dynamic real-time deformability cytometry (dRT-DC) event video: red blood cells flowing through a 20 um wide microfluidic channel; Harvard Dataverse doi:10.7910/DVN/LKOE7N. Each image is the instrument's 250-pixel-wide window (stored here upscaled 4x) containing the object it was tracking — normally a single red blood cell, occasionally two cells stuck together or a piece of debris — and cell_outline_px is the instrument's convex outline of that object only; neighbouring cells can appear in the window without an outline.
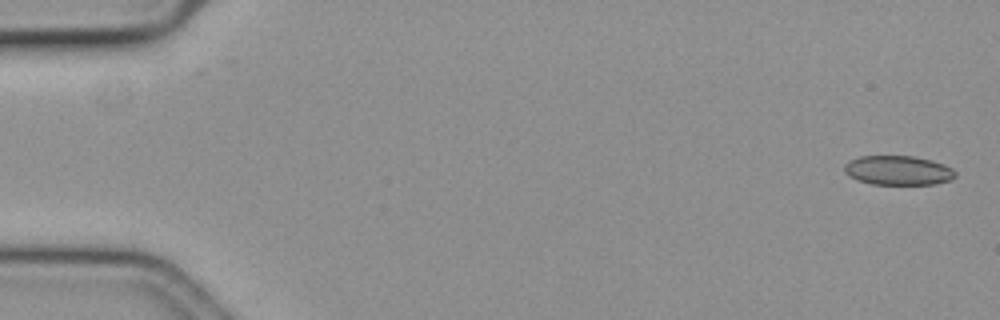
{"species": "common noctule bat (a hibernating species)", "species_latin": "Nyctalus noctula", "temperature_condition": "cold", "stored_images_in_passage": 11, "camera_frame_rate_fps": 3000, "um_per_image_px": 0.085, "animal": {"sex": "female", "body_mass_g": 19.3, "forearm_length_mm": 54.1}, "frame": {"image": 1, "passage_image": 1, "time_ms": 0.0, "image_size_px": [1000, 320], "cell_outline_px": [[956, 176], [948, 180], [936, 184], [872, 184], [848, 176], [844, 172], [844, 164], [848, 160], [860, 156], [912, 156], [932, 160], [944, 164], [952, 168], [956, 172]], "centroid_in_image_um": [76.33, 14.47], "position_along_channel_um": 8.7, "area_um2": 19.02}}